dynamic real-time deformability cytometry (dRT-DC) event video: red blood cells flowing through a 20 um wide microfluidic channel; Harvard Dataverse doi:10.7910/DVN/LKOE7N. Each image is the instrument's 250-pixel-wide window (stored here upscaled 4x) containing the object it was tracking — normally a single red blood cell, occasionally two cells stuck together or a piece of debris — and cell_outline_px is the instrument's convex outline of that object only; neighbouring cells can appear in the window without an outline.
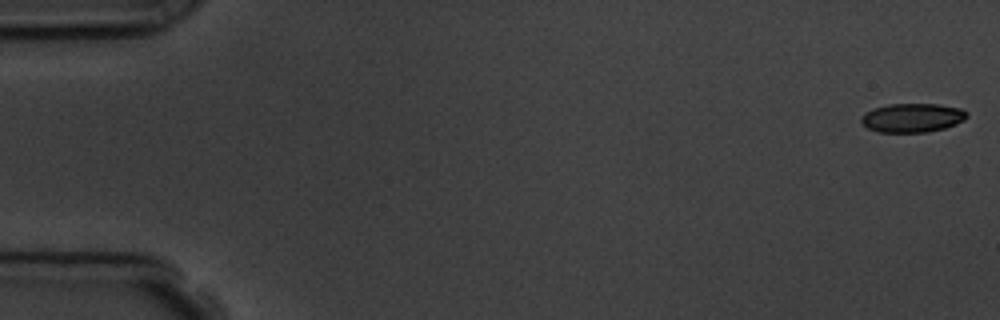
{"species": "common noctule bat (a hibernating species)", "species_latin": "Nyctalus noctula", "temperature_condition": "room temperature", "stored_images_in_passage": 6, "camera_frame_rate_fps": 3000, "um_per_image_px": 0.085, "animal": {"sex": "male", "body_mass_g": 19.5, "forearm_length_mm": 54.6}, "frame": {"image": 1, "passage_image": 1, "time_ms": 0.0, "image_size_px": [1000, 320], "cell_outline_px": [[968, 116], [964, 120], [956, 124], [944, 128], [928, 132], [876, 132], [868, 128], [860, 120], [860, 116], [864, 112], [872, 108], [888, 104], [936, 104], [960, 108], [968, 112]], "centroid_in_image_um": [77.52, 10.01], "position_along_channel_um": 7.5, "area_um2": 17.98}}
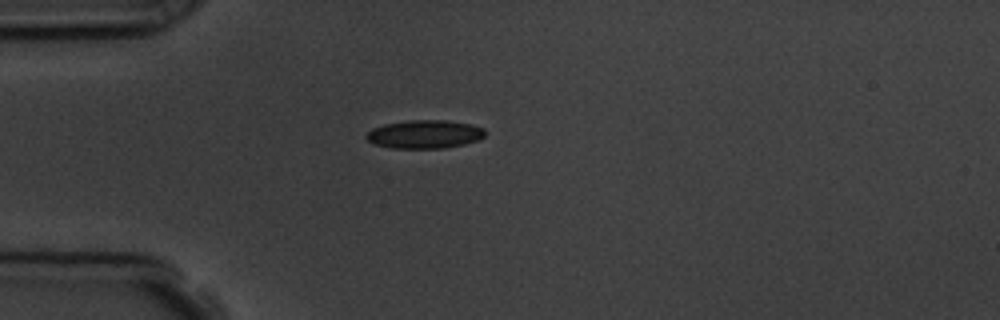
{"frame": {"image": 2, "passage_image": 5, "time_ms": 4.667, "image_size_px": [1000, 320], "cell_outline_px": [[484, 136], [476, 140], [464, 144], [444, 148], [392, 148], [372, 144], [364, 136], [372, 128], [384, 124], [412, 120], [448, 120], [472, 124], [484, 128]], "centroid_in_image_um": [36.07, 11.41], "position_along_channel_um": 48.9, "area_um2": 19.65}}